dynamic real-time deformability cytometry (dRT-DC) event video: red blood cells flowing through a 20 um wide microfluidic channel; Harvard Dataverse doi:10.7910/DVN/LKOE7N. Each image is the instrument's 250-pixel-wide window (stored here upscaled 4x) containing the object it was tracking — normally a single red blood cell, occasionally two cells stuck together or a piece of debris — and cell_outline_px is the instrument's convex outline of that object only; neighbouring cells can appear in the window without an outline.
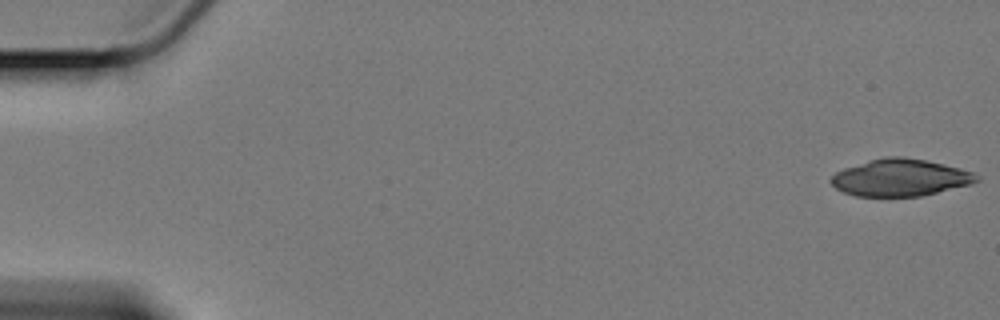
{"species": "Egyptian fruit bat (a non-hibernating species)", "species_latin": "Rousettus aegyptiacus", "temperature_condition": "cold", "stored_images_in_passage": 57, "camera_frame_rate_fps": 3000, "um_per_image_px": 0.085, "animal": {"sex": "female"}, "frame": {"image": 1, "passage_image": 1, "time_ms": 0.0, "image_size_px": [1000, 320], "cell_outline_px": [[980, 180], [972, 184], [920, 196], [856, 196], [844, 192], [836, 188], [828, 180], [836, 172], [844, 168], [868, 160], [884, 156], [904, 156], [944, 164], [960, 168], [972, 172], [980, 176]], "centroid_in_image_um": [76.53, 15.09], "position_along_channel_um": 8.5, "area_um2": 31.5}}